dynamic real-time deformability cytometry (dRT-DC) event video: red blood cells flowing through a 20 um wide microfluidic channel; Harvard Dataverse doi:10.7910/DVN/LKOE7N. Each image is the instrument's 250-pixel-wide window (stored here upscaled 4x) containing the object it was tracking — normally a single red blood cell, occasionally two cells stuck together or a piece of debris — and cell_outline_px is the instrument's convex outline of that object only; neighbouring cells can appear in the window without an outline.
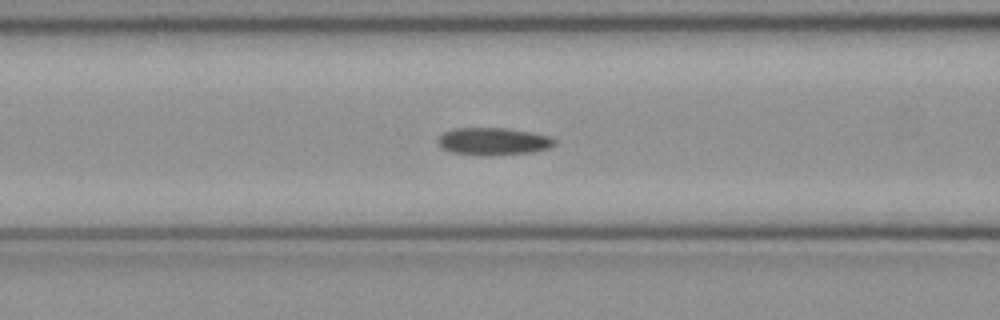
{"species": "common noctule bat (a hibernating species)", "species_latin": "Nyctalus noctula", "temperature_condition": "cold", "stored_images_in_passage": 42, "camera_frame_rate_fps": 3000, "um_per_image_px": 0.085, "animal": {"sex": "female", "body_mass_g": 21.9}, "frame": {"image": 1, "passage_image": 10, "time_ms": 3.0, "image_size_px": [1000, 320], "cell_outline_px": [[556, 144], [552, 148], [532, 152], [488, 156], [476, 156], [452, 152], [440, 148], [436, 140], [444, 132], [452, 128], [508, 128], [552, 136], [556, 140]], "centroid_in_image_um": [41.94, 12.03], "position_along_channel_um": 124.7, "area_um2": 19.13}}
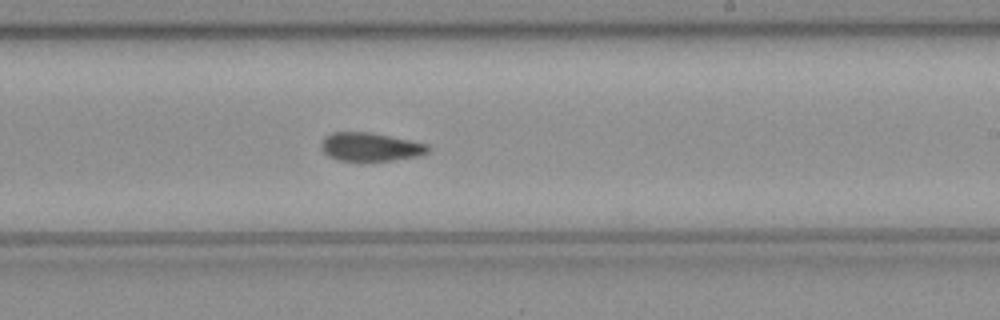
{"frame": {"image": 2, "passage_image": 20, "time_ms": 6.333, "image_size_px": [1000, 320], "cell_outline_px": [[432, 148], [428, 152], [420, 156], [392, 160], [336, 160], [328, 156], [320, 148], [320, 144], [324, 136], [332, 132], [372, 132], [428, 144]], "centroid_in_image_um": [31.48, 12.47], "position_along_channel_um": 257.5, "area_um2": 17.86}}
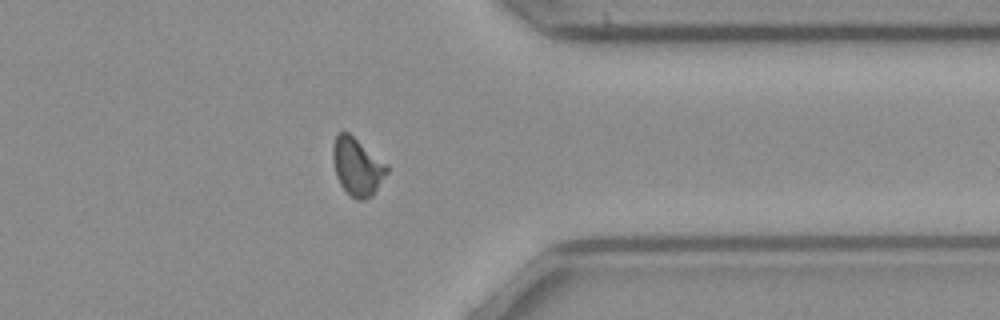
{"frame": {"image": 3, "passage_image": 30, "time_ms": 9.667, "image_size_px": [1000, 320], "cell_outline_px": [[388, 172], [372, 196], [364, 200], [356, 200], [340, 184], [336, 176], [332, 160], [332, 144], [336, 132], [348, 132], [388, 164]], "centroid_in_image_um": [30.35, 14.14], "position_along_channel_um": 381.1, "area_um2": 18.32}, "authors_computed_cell_mechanics": {"area_um2": 18.1492, "velocity_mm_per_s": 3.9819, "shape_relaxation_time_tau1_ms": 4.6318, "shape_relaxation_time_tau2_ms": 1.986, "deformation_change_tau1": 0.1203, "deformation_change_tau2": 0.0787}}